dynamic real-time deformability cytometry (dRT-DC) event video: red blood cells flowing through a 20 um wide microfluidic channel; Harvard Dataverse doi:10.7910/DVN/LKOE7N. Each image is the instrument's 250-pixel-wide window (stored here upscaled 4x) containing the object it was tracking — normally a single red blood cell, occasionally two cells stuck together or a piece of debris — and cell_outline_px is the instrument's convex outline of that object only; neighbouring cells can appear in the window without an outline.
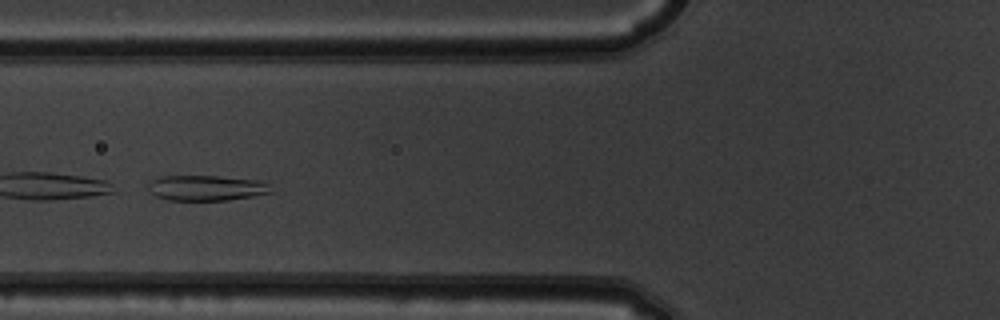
{"species": "common noctule bat (a hibernating species)", "species_latin": "Nyctalus noctula", "temperature_condition": "warm", "stored_images_in_passage": 49, "camera_frame_rate_fps": 3000, "um_per_image_px": 0.085, "animal": {"sex": "male", "body_mass_g": 19.5, "forearm_length_mm": 54.6}, "frame": {"image": 1, "passage_image": 17, "time_ms": 5.333, "image_size_px": [1000, 320], "cell_outline_px": [[272, 192], [252, 196], [228, 200], [168, 200], [156, 196], [148, 192], [144, 184], [160, 176], [220, 176], [260, 180], [268, 184]], "centroid_in_image_um": [17.46, 15.97], "position_along_channel_um": 108.3, "area_um2": 18.38}}
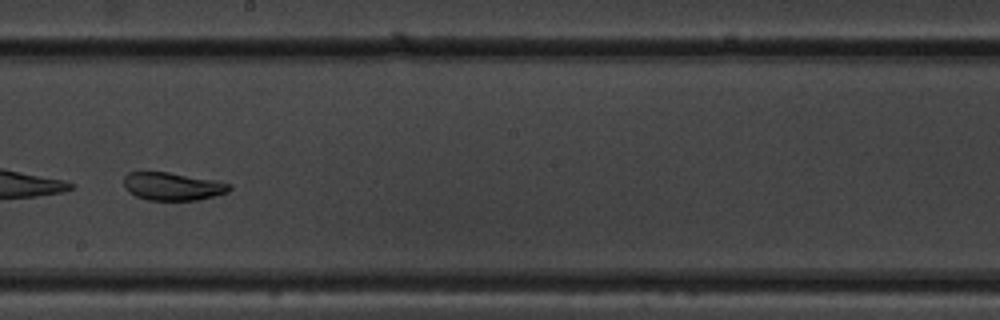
{"frame": {"image": 2, "passage_image": 27, "time_ms": 8.667, "image_size_px": [1000, 320], "cell_outline_px": [[232, 188], [228, 192], [216, 196], [200, 200], [148, 200], [136, 196], [128, 192], [124, 188], [124, 176], [128, 172], [168, 172], [212, 180], [232, 184]], "centroid_in_image_um": [14.67, 15.85], "position_along_channel_um": 233.5, "area_um2": 17.22}}
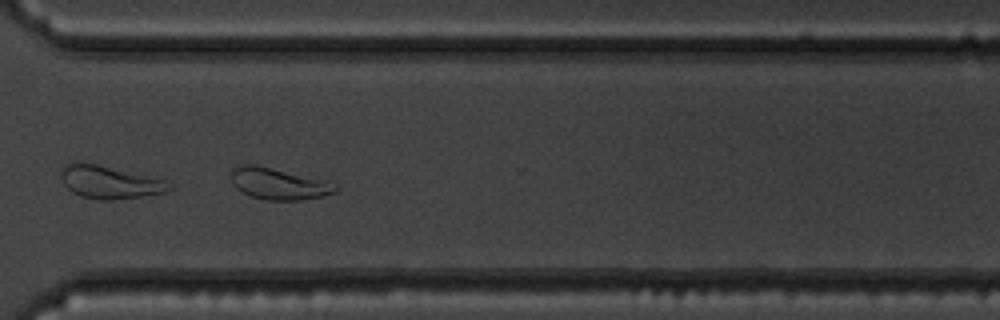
{"frame": {"image": 3, "passage_image": 36, "time_ms": 11.667, "image_size_px": [1000, 320], "cell_outline_px": [[340, 188], [336, 192], [320, 196], [300, 200], [268, 200], [252, 196], [236, 188], [232, 184], [232, 168], [244, 164], [256, 164], [332, 180]], "centroid_in_image_um": [23.77, 15.59], "position_along_channel_um": 346.8, "area_um2": 19.54}}